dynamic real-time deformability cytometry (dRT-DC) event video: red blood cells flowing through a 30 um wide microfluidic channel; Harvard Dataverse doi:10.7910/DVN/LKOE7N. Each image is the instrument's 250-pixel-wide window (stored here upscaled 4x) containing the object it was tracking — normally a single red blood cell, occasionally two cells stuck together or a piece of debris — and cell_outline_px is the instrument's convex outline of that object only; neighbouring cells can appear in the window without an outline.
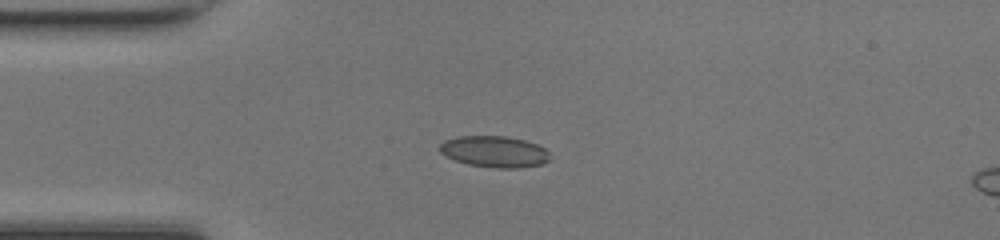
{"species": "common noctule bat (a hibernating species)", "species_latin": "Nyctalus noctula", "temperature_condition": "room temperature", "stored_images_in_passage": 37, "camera_frame_rate_fps": 3000, "um_per_image_px": 0.085, "animal": {"sex": "female", "body_mass_g": 17.0, "forearm_length_mm": 48.0}, "frame": {"image": 1, "passage_image": 1, "time_ms": 0.0, "image_size_px": [1000, 240], "cell_outline_px": [[548, 160], [540, 164], [516, 168], [496, 168], [468, 164], [444, 156], [440, 152], [440, 144], [444, 140], [460, 136], [504, 136], [524, 140], [536, 144], [544, 148], [548, 152]], "centroid_in_image_um": [41.98, 12.88], "position_along_channel_um": 43.0, "area_um2": 19.88}}
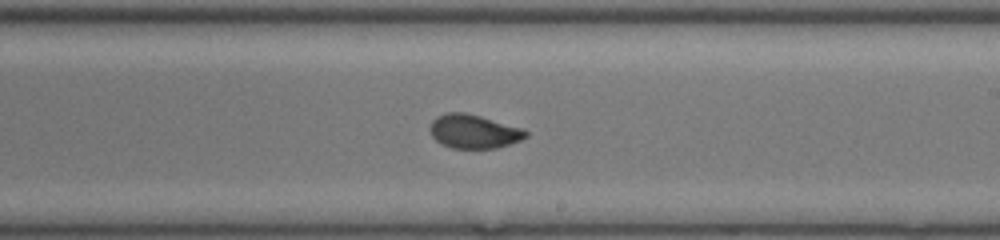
{"frame": {"image": 2, "passage_image": 17, "time_ms": 5.333, "image_size_px": [1000, 240], "cell_outline_px": [[528, 136], [520, 140], [496, 148], [452, 148], [440, 144], [432, 136], [428, 128], [432, 120], [436, 116], [448, 112], [464, 112], [480, 116], [520, 128], [528, 132]], "centroid_in_image_um": [40.21, 11.17], "position_along_channel_um": 248.8, "area_um2": 18.79}}
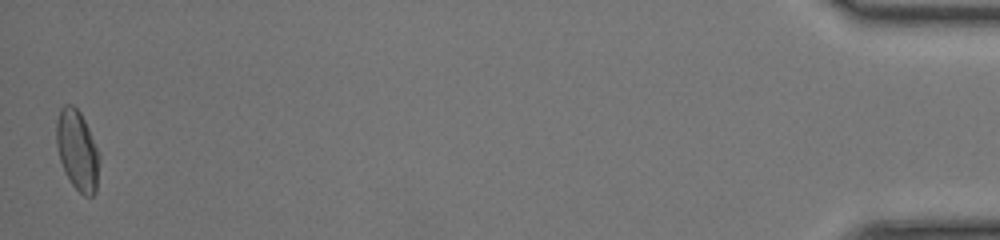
{"frame": {"image": 3, "passage_image": 37, "time_ms": 12.0, "image_size_px": [1000, 240], "cell_outline_px": [[100, 160], [96, 192], [92, 196], [84, 196], [72, 184], [64, 172], [60, 160], [56, 144], [56, 120], [60, 108], [64, 104], [72, 104], [80, 112], [88, 128], [100, 156]], "centroid_in_image_um": [6.56, 12.77], "position_along_channel_um": 428.6, "area_um2": 20.11}, "authors_computed_cell_mechanics": {"area_um2": 18.9584, "velocity_mm_per_s": 4.2346, "shape_relaxation_time_tau1_ms": 8.1949, "shape_relaxation_time_tau2_ms": null, "deformation_change_tau1": 0.2322, "deformation_change_tau2": null}}